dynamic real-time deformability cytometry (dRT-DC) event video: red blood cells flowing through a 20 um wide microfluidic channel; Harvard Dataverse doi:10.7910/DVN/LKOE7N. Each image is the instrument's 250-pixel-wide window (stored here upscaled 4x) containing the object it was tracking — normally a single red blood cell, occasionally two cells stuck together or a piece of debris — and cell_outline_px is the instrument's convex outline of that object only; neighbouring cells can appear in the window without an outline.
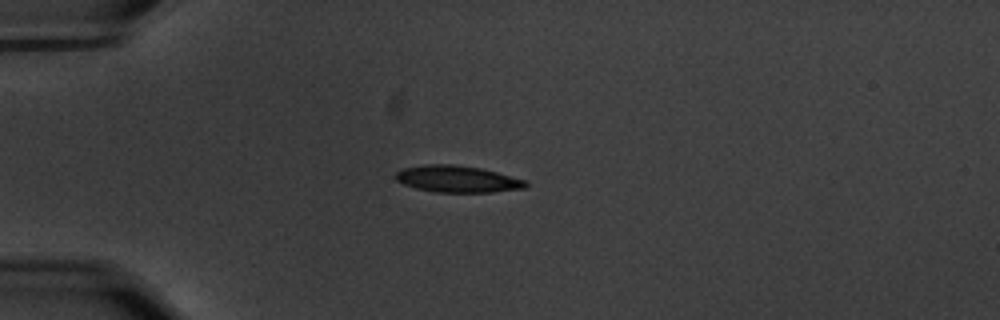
{"species": "common noctule bat (a hibernating species)", "species_latin": "Nyctalus noctula", "temperature_condition": "warm", "stored_images_in_passage": 52, "camera_frame_rate_fps": 3000, "um_per_image_px": 0.085, "animal": {"sex": "male", "body_mass_g": 20.1, "forearm_length_mm": 53.5}, "frame": {"image": 1, "passage_image": 10, "time_ms": 3.0, "image_size_px": [1000, 320], "cell_outline_px": [[528, 184], [524, 188], [492, 192], [436, 192], [416, 188], [404, 184], [396, 180], [396, 172], [400, 168], [424, 164], [452, 164], [480, 168], [496, 172], [524, 180]], "centroid_in_image_um": [38.82, 15.21], "position_along_channel_um": 46.2, "area_um2": 20.11}}
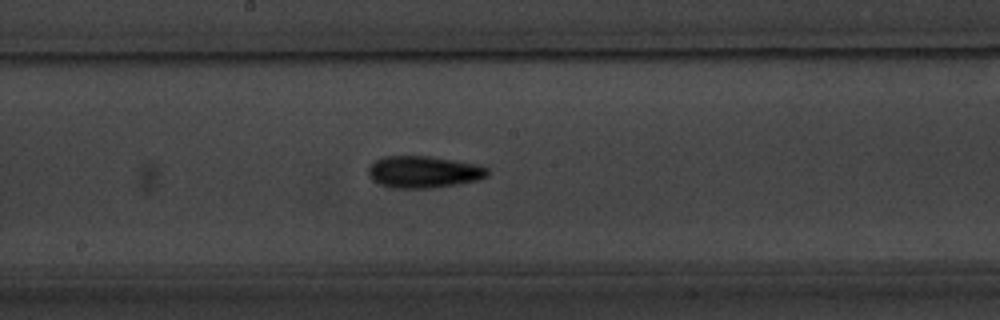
{"frame": {"image": 2, "passage_image": 26, "time_ms": 8.333, "image_size_px": [1000, 320], "cell_outline_px": [[488, 176], [480, 180], [456, 184], [428, 188], [392, 188], [380, 184], [372, 180], [368, 176], [368, 168], [376, 160], [384, 156], [428, 156], [476, 164], [488, 168]], "centroid_in_image_um": [35.99, 14.62], "position_along_channel_um": 212.2, "area_um2": 22.08}}
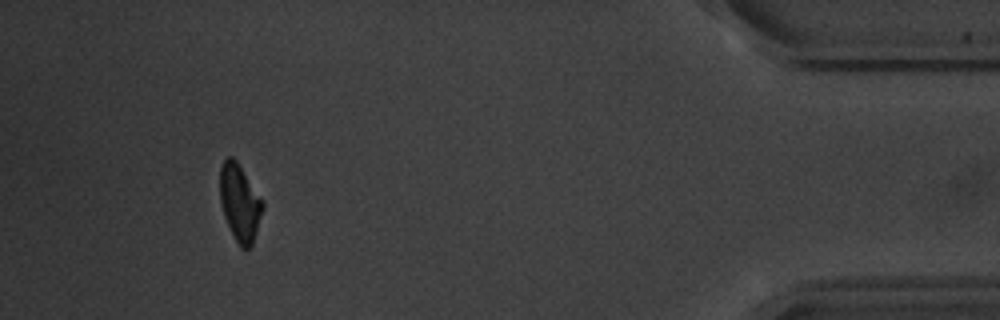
{"frame": {"image": 3, "passage_image": 48, "time_ms": 15.667, "image_size_px": [1000, 320], "cell_outline_px": [[264, 208], [252, 248], [240, 248], [224, 216], [220, 200], [220, 168], [224, 160], [228, 156], [232, 156], [236, 160], [264, 200]], "centroid_in_image_um": [20.41, 17.23], "position_along_channel_um": 414.8, "area_um2": 19.31}, "authors_computed_cell_mechanics": {"area_um2": 19.9699, "velocity_mm_per_s": 3.5386, "shape_relaxation_time_tau1_ms": 4.1379, "shape_relaxation_time_tau2_ms": 8.5958, "deformation_change_tau1": 0.1527, "deformation_change_tau2": 0.1659}}